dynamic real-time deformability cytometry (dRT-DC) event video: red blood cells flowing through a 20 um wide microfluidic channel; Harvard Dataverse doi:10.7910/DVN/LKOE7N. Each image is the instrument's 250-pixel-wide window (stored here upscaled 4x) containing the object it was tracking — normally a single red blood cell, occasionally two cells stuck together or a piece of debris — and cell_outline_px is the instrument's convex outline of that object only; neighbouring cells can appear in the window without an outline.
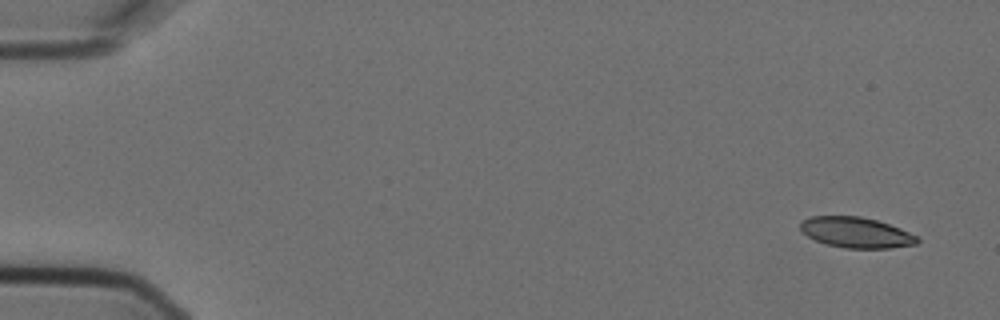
{"species": "Egyptian fruit bat (a non-hibernating species)", "species_latin": "Rousettus aegyptiacus", "temperature_condition": "cold", "stored_images_in_passage": 4, "camera_frame_rate_fps": 3000, "um_per_image_px": 0.085, "animal": {"sex": "female"}, "frame": {"image": 1, "passage_image": 1, "time_ms": 0.0, "image_size_px": [1000, 320], "cell_outline_px": [[920, 240], [916, 244], [888, 248], [844, 248], [828, 244], [816, 240], [808, 236], [800, 228], [800, 220], [808, 216], [860, 216], [876, 220], [900, 228], [916, 236]], "centroid_in_image_um": [72.74, 19.75], "position_along_channel_um": 12.3, "area_um2": 20.69}}
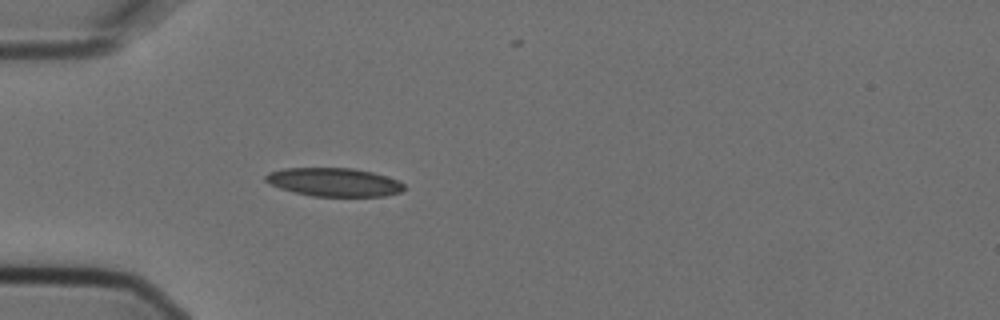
{"frame": {"image": 2, "passage_image": 4, "time_ms": 1.0, "image_size_px": [1000, 320], "cell_outline_px": [[404, 188], [400, 192], [384, 196], [312, 196], [280, 188], [264, 180], [264, 176], [268, 172], [284, 168], [352, 168], [372, 172], [388, 176], [400, 180], [404, 184]], "centroid_in_image_um": [28.41, 15.47], "position_along_channel_um": 56.6, "area_um2": 22.95}}